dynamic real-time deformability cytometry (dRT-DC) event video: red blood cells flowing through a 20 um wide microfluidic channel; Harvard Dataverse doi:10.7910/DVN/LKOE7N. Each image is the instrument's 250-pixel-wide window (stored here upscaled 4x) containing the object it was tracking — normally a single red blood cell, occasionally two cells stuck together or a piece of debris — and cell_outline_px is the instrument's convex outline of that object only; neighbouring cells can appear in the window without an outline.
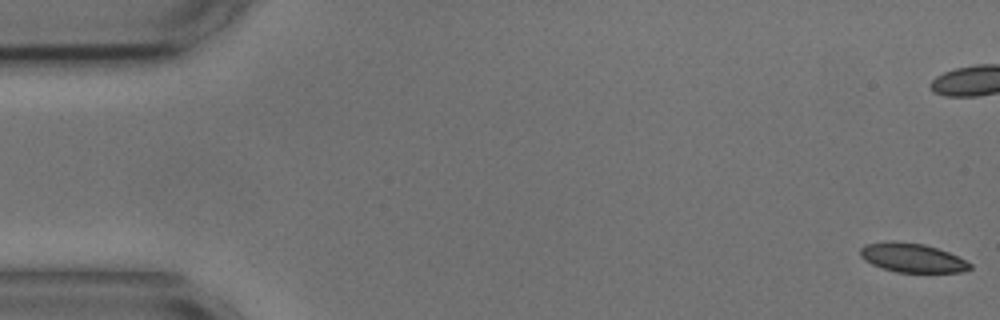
{"species": "common noctule bat (a hibernating species)", "species_latin": "Nyctalus noctula", "temperature_condition": "cold", "stored_images_in_passage": 56, "camera_frame_rate_fps": 3000, "um_per_image_px": 0.085, "animal": {"sex": "male", "body_mass_g": 17.9, "forearm_length_mm": 54.2}, "frame": {"image": 1, "passage_image": 1, "time_ms": 0.0, "image_size_px": [1000, 320], "cell_outline_px": [[972, 268], [964, 272], [896, 272], [872, 264], [864, 260], [860, 256], [860, 248], [864, 244], [888, 240], [896, 240], [924, 244], [948, 252], [972, 264]], "centroid_in_image_um": [77.5, 21.89], "position_along_channel_um": 7.5, "area_um2": 18.67}}
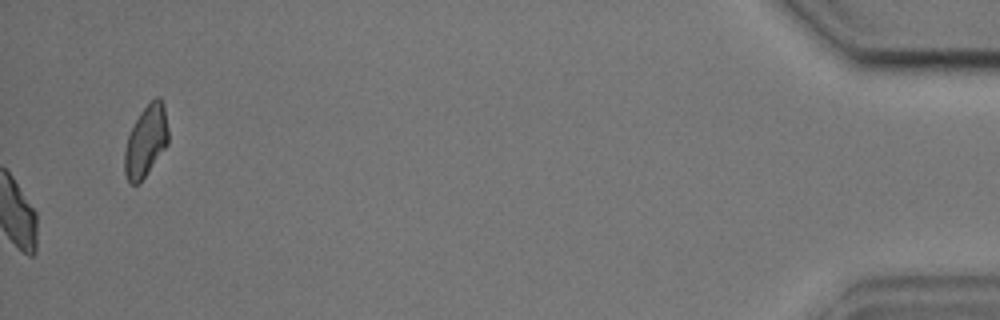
{"frame": {"image": 2, "passage_image": 56, "time_ms": 18.333, "image_size_px": [1000, 320], "cell_outline_px": [[168, 144], [144, 176], [136, 184], [132, 184], [128, 180], [124, 172], [124, 152], [128, 136], [140, 112], [156, 96], [160, 96], [164, 104], [168, 128]], "centroid_in_image_um": [12.41, 11.95], "position_along_channel_um": 422.8, "area_um2": 17.86}, "authors_computed_cell_mechanics": {"area_um2": 19.6809, "velocity_mm_per_s": 3.6085, "shape_relaxation_time_tau1_ms": 4.0521, "shape_relaxation_time_tau2_ms": 1.9789, "deformation_change_tau1": 0.1056, "deformation_change_tau2": 0.072}}